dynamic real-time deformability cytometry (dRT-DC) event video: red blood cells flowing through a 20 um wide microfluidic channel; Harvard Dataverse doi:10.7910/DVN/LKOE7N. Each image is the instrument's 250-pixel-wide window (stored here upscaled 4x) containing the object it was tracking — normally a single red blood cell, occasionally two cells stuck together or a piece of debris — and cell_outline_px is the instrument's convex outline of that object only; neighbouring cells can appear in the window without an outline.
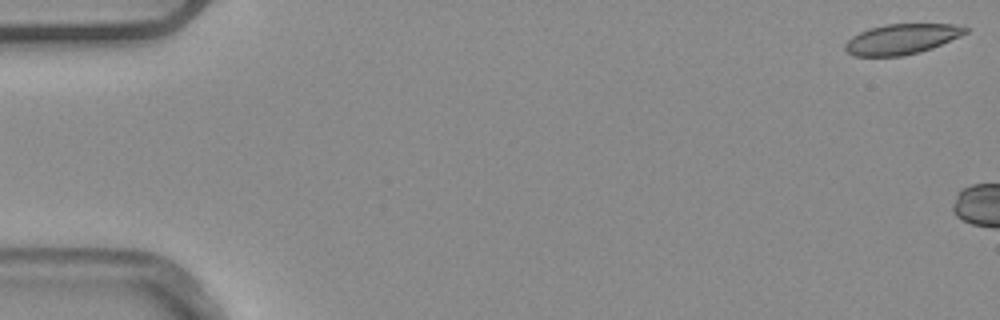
{"species": "common noctule bat (a hibernating species)", "species_latin": "Nyctalus noctula", "temperature_condition": "warm", "stored_images_in_passage": 2, "camera_frame_rate_fps": 3000, "um_per_image_px": 0.085, "animal": {"sex": "male", "body_mass_g": 20.4}, "frame": {"image": 1, "passage_image": 1, "time_ms": 0.0, "image_size_px": [1000, 320], "cell_outline_px": [[968, 32], [960, 36], [932, 48], [920, 52], [900, 56], [856, 56], [848, 52], [844, 48], [844, 44], [852, 36], [860, 32], [884, 24], [952, 24], [968, 28]], "centroid_in_image_um": [76.64, 3.32], "position_along_channel_um": 8.4, "area_um2": 21.04}}